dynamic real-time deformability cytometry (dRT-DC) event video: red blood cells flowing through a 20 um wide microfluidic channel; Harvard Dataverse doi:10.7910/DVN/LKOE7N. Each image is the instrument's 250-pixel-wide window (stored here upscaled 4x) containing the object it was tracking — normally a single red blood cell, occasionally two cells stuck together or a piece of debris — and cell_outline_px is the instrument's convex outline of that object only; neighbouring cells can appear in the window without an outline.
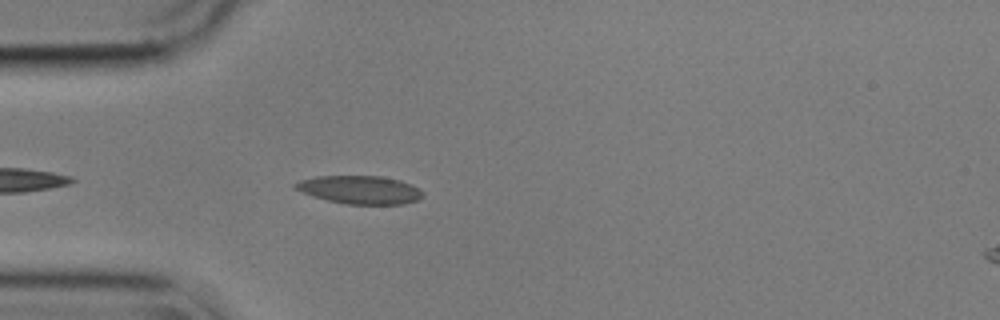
{"species": "common noctule bat (a hibernating species)", "species_latin": "Nyctalus noctula", "temperature_condition": "cold", "stored_images_in_passage": 28, "camera_frame_rate_fps": 3000, "um_per_image_px": 0.085, "animal": {"sex": "male", "body_mass_g": 17.9}, "frame": {"image": 1, "passage_image": 4, "time_ms": 1.0, "image_size_px": [1000, 320], "cell_outline_px": [[424, 196], [416, 200], [404, 204], [344, 204], [312, 196], [292, 188], [292, 184], [300, 180], [316, 176], [380, 176], [400, 180], [424, 192]], "centroid_in_image_um": [30.54, 16.13], "position_along_channel_um": 54.5, "area_um2": 20.92}}
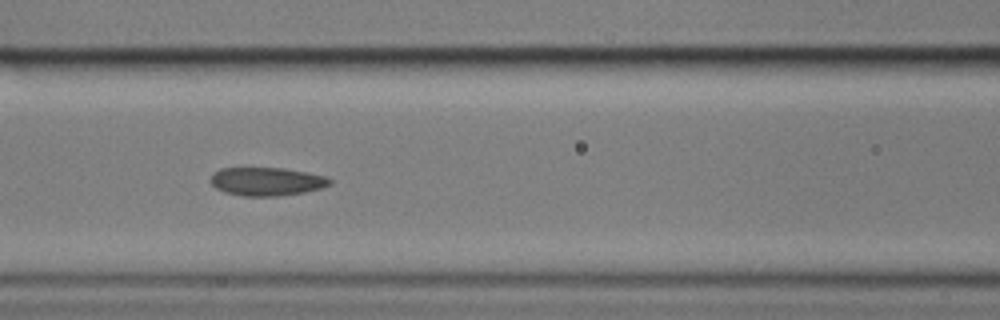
{"frame": {"image": 2, "passage_image": 12, "time_ms": 3.667, "image_size_px": [1000, 320], "cell_outline_px": [[332, 184], [320, 188], [304, 192], [276, 196], [244, 196], [224, 192], [216, 188], [212, 184], [212, 172], [220, 168], [284, 168], [324, 176], [332, 180]], "centroid_in_image_um": [22.65, 15.42], "position_along_channel_um": 144.0, "area_um2": 19.54}}
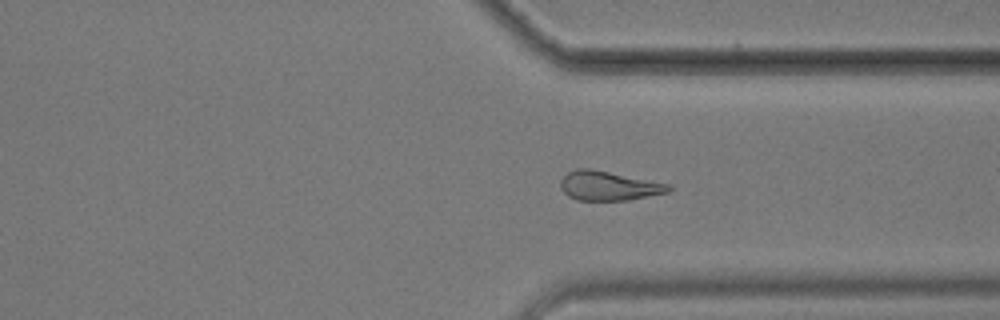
{"frame": {"image": 3, "passage_image": 27, "time_ms": 8.667, "image_size_px": [1000, 320], "cell_outline_px": [[672, 188], [668, 192], [628, 200], [576, 200], [568, 196], [560, 188], [560, 180], [568, 172], [576, 168], [588, 168], [668, 184]], "centroid_in_image_um": [51.67, 15.8], "position_along_channel_um": 359.7, "area_um2": 18.15}}